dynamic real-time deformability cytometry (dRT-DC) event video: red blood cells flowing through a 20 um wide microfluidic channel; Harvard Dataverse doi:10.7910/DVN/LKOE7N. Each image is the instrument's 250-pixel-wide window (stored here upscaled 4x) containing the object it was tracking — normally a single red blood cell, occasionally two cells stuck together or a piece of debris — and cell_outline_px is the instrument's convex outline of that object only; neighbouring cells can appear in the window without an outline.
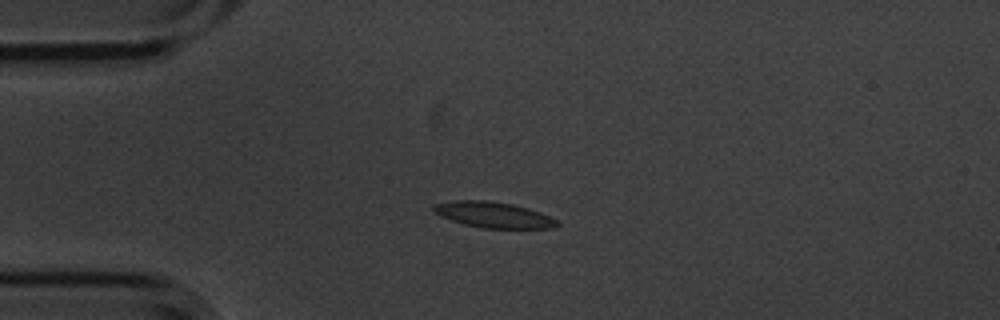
{"species": "common noctule bat (a hibernating species)", "species_latin": "Nyctalus noctula", "temperature_condition": "cold", "stored_images_in_passage": 5, "camera_frame_rate_fps": 3000, "um_per_image_px": 0.085, "animal": {"sex": "male", "body_mass_g": 20.1, "forearm_length_mm": 53.5}, "frame": {"image": 1, "passage_image": 3, "time_ms": 0.667, "image_size_px": [1000, 320], "cell_outline_px": [[560, 224], [556, 228], [484, 228], [464, 224], [440, 216], [432, 208], [432, 204], [456, 200], [484, 200], [512, 204], [528, 208], [540, 212], [560, 220]], "centroid_in_image_um": [41.99, 18.26], "position_along_channel_um": 43.0, "area_um2": 18.61}}
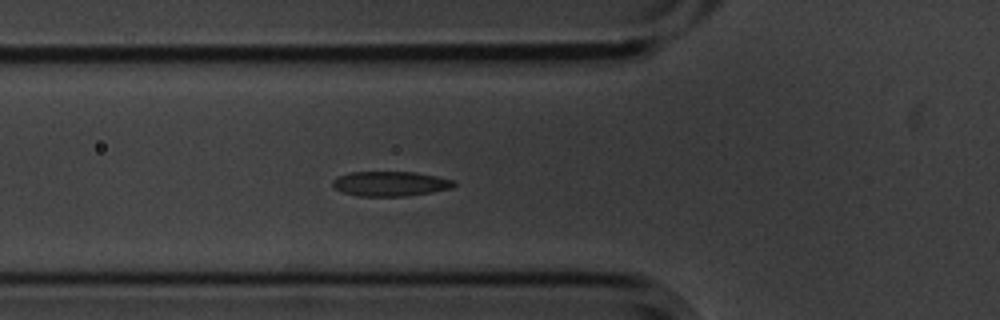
{"frame": {"image": 2, "passage_image": 5, "time_ms": 1.333, "image_size_px": [1000, 320], "cell_outline_px": [[456, 184], [452, 188], [432, 192], [404, 196], [356, 196], [344, 192], [336, 188], [332, 184], [332, 180], [336, 176], [348, 172], [416, 172], [436, 176], [452, 180]], "centroid_in_image_um": [33.15, 15.61], "position_along_channel_um": 92.7, "area_um2": 17.51}}